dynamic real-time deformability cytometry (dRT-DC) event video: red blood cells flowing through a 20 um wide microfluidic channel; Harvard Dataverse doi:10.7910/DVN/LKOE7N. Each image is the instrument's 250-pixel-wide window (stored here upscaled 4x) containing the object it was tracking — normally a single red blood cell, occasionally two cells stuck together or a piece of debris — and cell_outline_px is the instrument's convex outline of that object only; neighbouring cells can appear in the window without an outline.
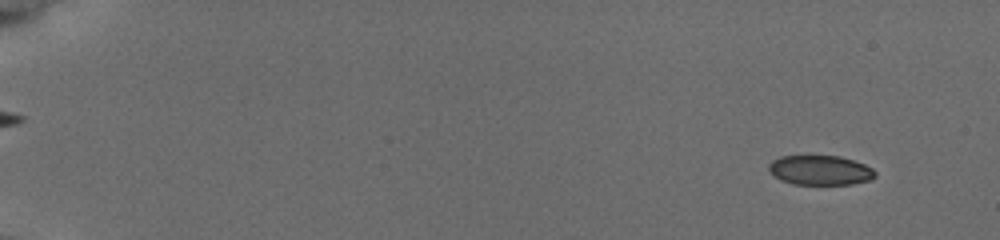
{"species": "common noctule bat (a hibernating species)", "species_latin": "Nyctalus noctula", "temperature_condition": "cold", "stored_images_in_passage": 57, "camera_frame_rate_fps": 3000, "um_per_image_px": 0.085, "animal": {"sex": "female", "body_mass_g": 19.5, "forearm_length_mm": 54.1}, "frame": {"image": 1, "passage_image": 5, "time_ms": 1.333, "image_size_px": [1000, 240], "cell_outline_px": [[876, 176], [868, 180], [852, 184], [792, 184], [780, 180], [768, 168], [768, 164], [772, 160], [780, 156], [840, 156], [864, 164], [872, 168], [876, 172]], "centroid_in_image_um": [69.71, 14.46], "position_along_channel_um": 15.3, "area_um2": 18.26}}
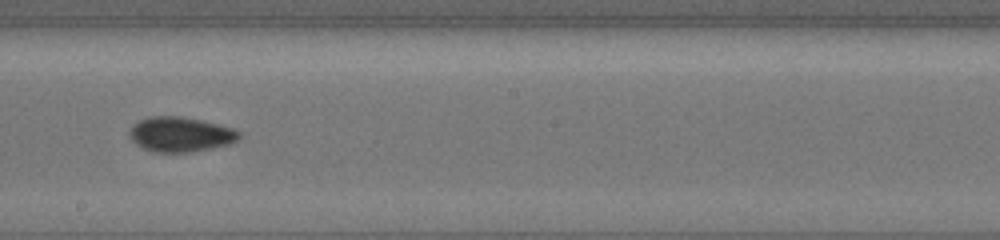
{"frame": {"image": 2, "passage_image": 35, "time_ms": 11.333, "image_size_px": [1000, 240], "cell_outline_px": [[240, 136], [232, 144], [188, 152], [152, 152], [140, 148], [128, 136], [128, 132], [132, 124], [148, 116], [180, 116], [200, 120], [232, 128], [240, 132]], "centroid_in_image_um": [15.27, 11.42], "position_along_channel_um": 232.9, "area_um2": 22.37}}
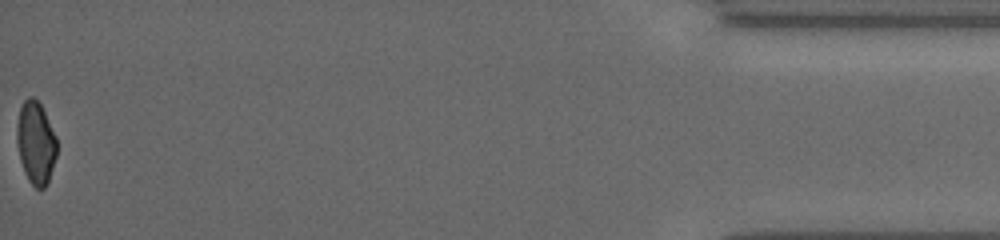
{"frame": {"image": 3, "passage_image": 57, "time_ms": 18.667, "image_size_px": [1000, 240], "cell_outline_px": [[56, 156], [48, 184], [44, 188], [36, 188], [28, 180], [24, 172], [20, 160], [16, 140], [16, 124], [20, 108], [24, 100], [28, 96], [32, 96], [40, 104], [56, 136]], "centroid_in_image_um": [3.02, 12.15], "position_along_channel_um": 432.2, "area_um2": 19.31}, "authors_computed_cell_mechanics": {"area_um2": 20.23, "velocity_mm_per_s": 3.7965, "shape_relaxation_time_tau1_ms": 7.9714, "shape_relaxation_time_tau2_ms": 1.6156, "deformation_change_tau1": 0.1153, "deformation_change_tau2": 0.0426}}